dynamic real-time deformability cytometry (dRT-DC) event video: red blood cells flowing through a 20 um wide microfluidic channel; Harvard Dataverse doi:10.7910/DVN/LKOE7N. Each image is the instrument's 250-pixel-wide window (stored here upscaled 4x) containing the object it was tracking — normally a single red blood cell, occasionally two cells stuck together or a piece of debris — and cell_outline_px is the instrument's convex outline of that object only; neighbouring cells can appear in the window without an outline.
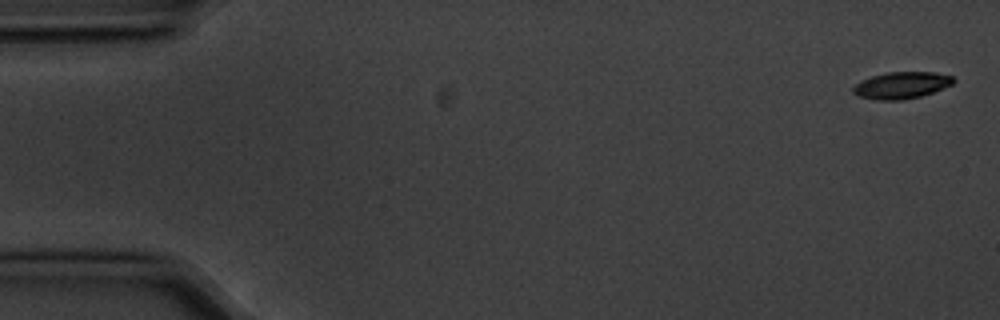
{"species": "common noctule bat (a hibernating species)", "species_latin": "Nyctalus noctula", "temperature_condition": "cold", "stored_images_in_passage": 4, "camera_frame_rate_fps": 3000, "um_per_image_px": 0.085, "animal": {"sex": "male", "body_mass_g": 20.1, "forearm_length_mm": 53.5}, "frame": {"image": 1, "passage_image": 1, "time_ms": 0.0, "image_size_px": [1000, 320], "cell_outline_px": [[956, 80], [952, 84], [932, 92], [920, 96], [904, 100], [876, 100], [856, 96], [852, 92], [852, 88], [860, 80], [872, 76], [888, 72], [936, 72], [952, 76]], "centroid_in_image_um": [76.59, 7.25], "position_along_channel_um": 8.4, "area_um2": 15.72}}
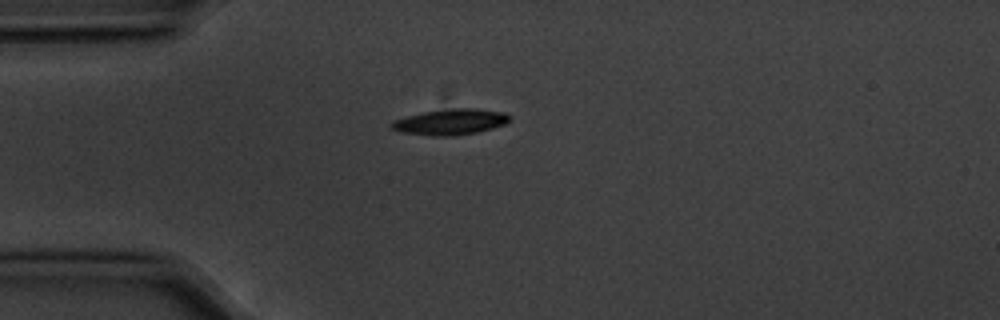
{"frame": {"image": 2, "passage_image": 4, "time_ms": 1.0, "image_size_px": [1000, 320], "cell_outline_px": [[512, 120], [504, 124], [492, 128], [476, 132], [452, 136], [436, 136], [400, 132], [392, 128], [388, 124], [392, 120], [424, 112], [452, 108], [476, 108], [504, 112], [512, 116]], "centroid_in_image_um": [38.31, 10.35], "position_along_channel_um": 46.7, "area_um2": 17.8}}